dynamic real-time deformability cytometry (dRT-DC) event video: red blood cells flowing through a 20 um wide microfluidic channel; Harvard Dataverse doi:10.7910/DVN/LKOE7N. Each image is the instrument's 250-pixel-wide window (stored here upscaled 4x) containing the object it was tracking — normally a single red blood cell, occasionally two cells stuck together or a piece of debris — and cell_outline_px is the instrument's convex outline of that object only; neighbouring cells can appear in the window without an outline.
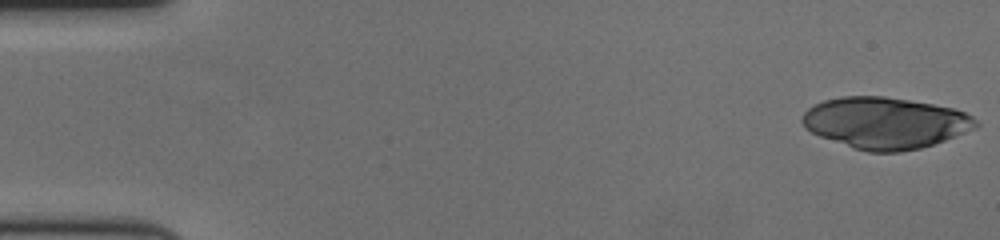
{"species": "human", "species_latin": "Homo sapiens", "temperature_condition": "cold", "stored_images_in_passage": 59, "camera_frame_rate_fps": 3000, "um_per_image_px": 0.085, "donor": {"sex": "female"}, "frame": {"image": 1, "passage_image": 1, "time_ms": 0.0, "image_size_px": [1000, 240], "cell_outline_px": [[980, 124], [976, 128], [944, 140], [920, 148], [900, 152], [868, 152], [852, 148], [820, 136], [804, 128], [800, 120], [804, 112], [808, 108], [824, 100], [840, 96], [884, 96], [932, 104], [952, 108], [964, 112], [972, 116]], "centroid_in_image_um": [75.21, 10.45], "position_along_channel_um": 9.8, "area_um2": 51.96}}
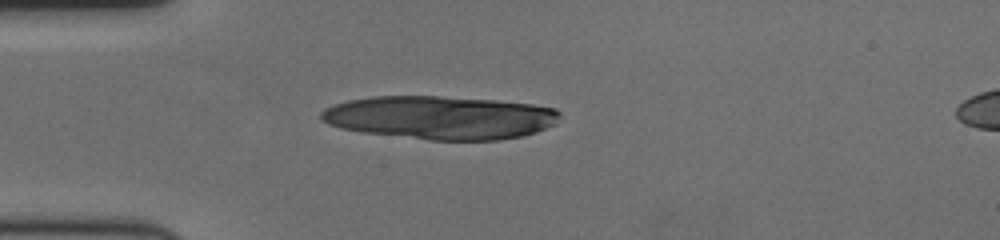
{"frame": {"image": 2, "passage_image": 16, "time_ms": 5.0, "image_size_px": [1000, 240], "cell_outline_px": [[560, 116], [556, 124], [536, 132], [524, 136], [500, 140], [428, 140], [364, 132], [340, 128], [328, 124], [320, 120], [320, 112], [324, 108], [332, 104], [348, 100], [372, 96], [440, 96], [496, 100], [532, 104], [556, 108], [560, 112]], "centroid_in_image_um": [37.42, 9.99], "position_along_channel_um": 47.6, "area_um2": 60.75}}
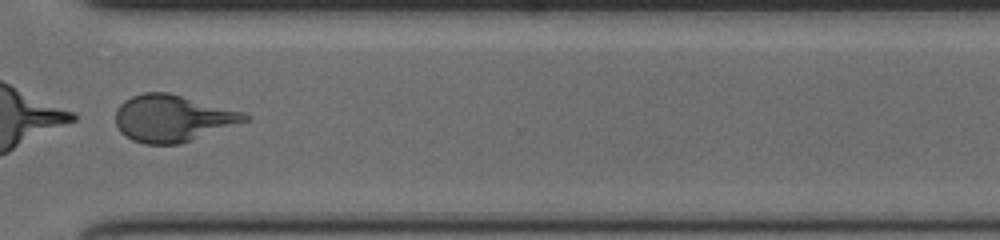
{"frame": {"image": 3, "passage_image": 45, "time_ms": 14.667, "image_size_px": [1000, 240], "cell_outline_px": [[248, 120], [180, 144], [144, 144], [132, 140], [120, 132], [116, 124], [116, 108], [124, 100], [132, 96], [144, 92], [168, 92], [244, 112], [248, 116]], "centroid_in_image_um": [14.62, 10.05], "position_along_channel_um": 356.0, "area_um2": 35.03}}